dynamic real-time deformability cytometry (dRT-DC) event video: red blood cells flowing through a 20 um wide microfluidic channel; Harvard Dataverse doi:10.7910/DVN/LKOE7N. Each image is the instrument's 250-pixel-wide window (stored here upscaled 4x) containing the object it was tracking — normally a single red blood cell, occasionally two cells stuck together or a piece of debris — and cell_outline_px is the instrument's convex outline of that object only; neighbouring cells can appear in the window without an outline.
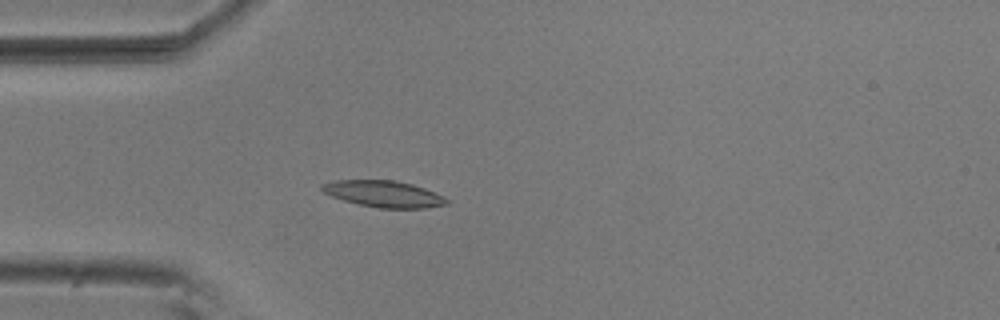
{"species": "common noctule bat (a hibernating species)", "species_latin": "Nyctalus noctula", "temperature_condition": "room temperature", "stored_images_in_passage": 50, "camera_frame_rate_fps": 3000, "um_per_image_px": 0.085, "animal": {"sex": "male", "body_mass_g": 20.5, "forearm_length_mm": 52.5}, "frame": {"image": 1, "passage_image": 11, "time_ms": 3.333, "image_size_px": [1000, 320], "cell_outline_px": [[448, 204], [424, 208], [380, 208], [360, 204], [344, 200], [332, 196], [324, 192], [320, 188], [320, 184], [336, 180], [392, 180], [412, 184], [424, 188], [444, 196], [448, 200]], "centroid_in_image_um": [32.62, 16.48], "position_along_channel_um": 52.4, "area_um2": 19.07}}
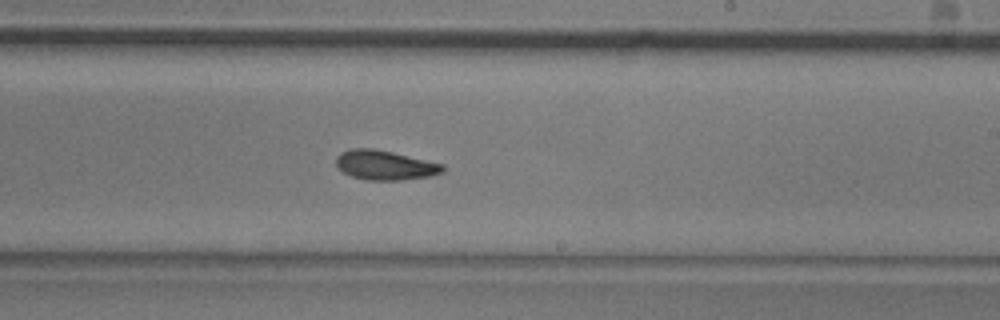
{"frame": {"image": 2, "passage_image": 28, "time_ms": 9.0, "image_size_px": [1000, 320], "cell_outline_px": [[444, 172], [432, 176], [400, 180], [368, 180], [352, 176], [344, 172], [336, 164], [336, 156], [340, 152], [352, 148], [372, 148], [392, 152], [444, 164]], "centroid_in_image_um": [32.74, 14.03], "position_along_channel_um": 256.3, "area_um2": 18.32}}
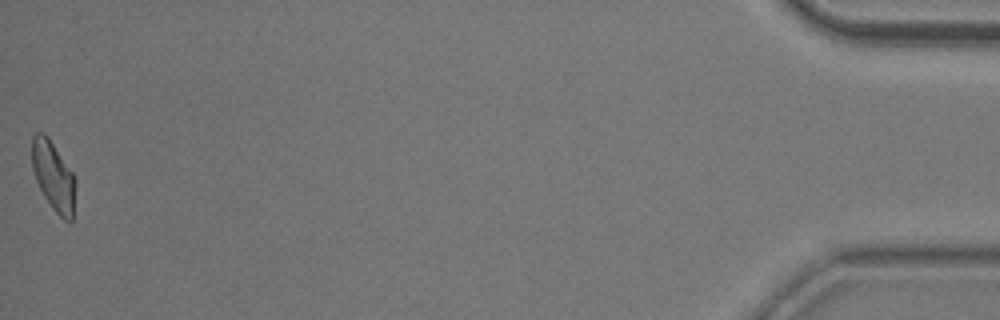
{"frame": {"image": 3, "passage_image": 50, "time_ms": 16.333, "image_size_px": [1000, 320], "cell_outline_px": [[76, 184], [72, 220], [64, 220], [52, 208], [44, 196], [36, 180], [32, 168], [32, 136], [36, 132], [44, 132], [48, 136], [72, 172], [76, 180]], "centroid_in_image_um": [4.54, 14.95], "position_along_channel_um": 430.7, "area_um2": 17.51}, "authors_computed_cell_mechanics": {"area_um2": 18.1203, "velocity_mm_per_s": 3.7154, "shape_relaxation_time_tau1_ms": 5.6798, "shape_relaxation_time_tau2_ms": 3.7476, "deformation_change_tau1": 0.1473, "deformation_change_tau2": 0.1045}}